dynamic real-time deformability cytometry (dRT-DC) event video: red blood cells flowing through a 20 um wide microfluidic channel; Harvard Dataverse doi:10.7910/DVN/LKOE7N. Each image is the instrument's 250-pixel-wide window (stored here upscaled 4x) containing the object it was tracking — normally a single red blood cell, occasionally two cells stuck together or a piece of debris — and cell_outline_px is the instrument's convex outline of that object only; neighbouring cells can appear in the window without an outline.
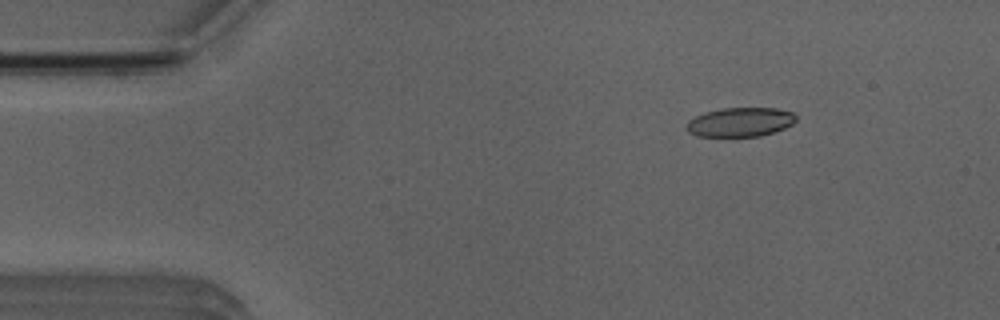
{"species": "Egyptian fruit bat (a non-hibernating species)", "species_latin": "Rousettus aegyptiacus", "temperature_condition": "room temperature", "stored_images_in_passage": 5, "camera_frame_rate_fps": 3000, "um_per_image_px": 0.085, "animal": {"sex": "male"}, "frame": {"image": 1, "passage_image": 2, "time_ms": 1.0, "image_size_px": [1000, 320], "cell_outline_px": [[796, 120], [792, 124], [784, 128], [760, 136], [696, 136], [688, 132], [688, 120], [704, 112], [720, 108], [776, 108], [792, 112], [796, 116]], "centroid_in_image_um": [62.92, 10.37], "position_along_channel_um": 22.1, "area_um2": 18.5}}